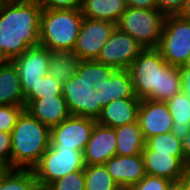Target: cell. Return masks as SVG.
<instances>
[{
	"label": "cell",
	"mask_w": 190,
	"mask_h": 190,
	"mask_svg": "<svg viewBox=\"0 0 190 190\" xmlns=\"http://www.w3.org/2000/svg\"><path fill=\"white\" fill-rule=\"evenodd\" d=\"M42 7L38 0H0V58L11 61L39 45Z\"/></svg>",
	"instance_id": "cell-1"
},
{
	"label": "cell",
	"mask_w": 190,
	"mask_h": 190,
	"mask_svg": "<svg viewBox=\"0 0 190 190\" xmlns=\"http://www.w3.org/2000/svg\"><path fill=\"white\" fill-rule=\"evenodd\" d=\"M128 70L139 99L166 102L182 91L179 67L168 65L157 48L143 49Z\"/></svg>",
	"instance_id": "cell-2"
},
{
	"label": "cell",
	"mask_w": 190,
	"mask_h": 190,
	"mask_svg": "<svg viewBox=\"0 0 190 190\" xmlns=\"http://www.w3.org/2000/svg\"><path fill=\"white\" fill-rule=\"evenodd\" d=\"M51 145V128L26 109L11 131V169H32Z\"/></svg>",
	"instance_id": "cell-3"
},
{
	"label": "cell",
	"mask_w": 190,
	"mask_h": 190,
	"mask_svg": "<svg viewBox=\"0 0 190 190\" xmlns=\"http://www.w3.org/2000/svg\"><path fill=\"white\" fill-rule=\"evenodd\" d=\"M83 18L81 9H42L39 45L73 51Z\"/></svg>",
	"instance_id": "cell-4"
},
{
	"label": "cell",
	"mask_w": 190,
	"mask_h": 190,
	"mask_svg": "<svg viewBox=\"0 0 190 190\" xmlns=\"http://www.w3.org/2000/svg\"><path fill=\"white\" fill-rule=\"evenodd\" d=\"M165 17L158 9L126 6L116 26L132 36L144 49L157 48L161 39Z\"/></svg>",
	"instance_id": "cell-5"
},
{
	"label": "cell",
	"mask_w": 190,
	"mask_h": 190,
	"mask_svg": "<svg viewBox=\"0 0 190 190\" xmlns=\"http://www.w3.org/2000/svg\"><path fill=\"white\" fill-rule=\"evenodd\" d=\"M157 49L168 65L184 66L190 55V20L180 15L166 16Z\"/></svg>",
	"instance_id": "cell-6"
},
{
	"label": "cell",
	"mask_w": 190,
	"mask_h": 190,
	"mask_svg": "<svg viewBox=\"0 0 190 190\" xmlns=\"http://www.w3.org/2000/svg\"><path fill=\"white\" fill-rule=\"evenodd\" d=\"M84 167L83 152L75 149L53 148L50 145L32 170L38 185L48 186L59 178L83 170Z\"/></svg>",
	"instance_id": "cell-7"
},
{
	"label": "cell",
	"mask_w": 190,
	"mask_h": 190,
	"mask_svg": "<svg viewBox=\"0 0 190 190\" xmlns=\"http://www.w3.org/2000/svg\"><path fill=\"white\" fill-rule=\"evenodd\" d=\"M62 95L71 116L88 117L97 120L101 114L100 91L87 77L74 75L62 84Z\"/></svg>",
	"instance_id": "cell-8"
},
{
	"label": "cell",
	"mask_w": 190,
	"mask_h": 190,
	"mask_svg": "<svg viewBox=\"0 0 190 190\" xmlns=\"http://www.w3.org/2000/svg\"><path fill=\"white\" fill-rule=\"evenodd\" d=\"M143 49L132 36L116 26L103 45L97 61L116 70H128Z\"/></svg>",
	"instance_id": "cell-9"
},
{
	"label": "cell",
	"mask_w": 190,
	"mask_h": 190,
	"mask_svg": "<svg viewBox=\"0 0 190 190\" xmlns=\"http://www.w3.org/2000/svg\"><path fill=\"white\" fill-rule=\"evenodd\" d=\"M115 27L111 21L83 18L73 52L81 60H97Z\"/></svg>",
	"instance_id": "cell-10"
},
{
	"label": "cell",
	"mask_w": 190,
	"mask_h": 190,
	"mask_svg": "<svg viewBox=\"0 0 190 190\" xmlns=\"http://www.w3.org/2000/svg\"><path fill=\"white\" fill-rule=\"evenodd\" d=\"M95 124V119L70 115L51 128V146L83 152Z\"/></svg>",
	"instance_id": "cell-11"
},
{
	"label": "cell",
	"mask_w": 190,
	"mask_h": 190,
	"mask_svg": "<svg viewBox=\"0 0 190 190\" xmlns=\"http://www.w3.org/2000/svg\"><path fill=\"white\" fill-rule=\"evenodd\" d=\"M11 62L18 70L25 99L35 88L36 83L48 73L49 49L41 45L30 47Z\"/></svg>",
	"instance_id": "cell-12"
},
{
	"label": "cell",
	"mask_w": 190,
	"mask_h": 190,
	"mask_svg": "<svg viewBox=\"0 0 190 190\" xmlns=\"http://www.w3.org/2000/svg\"><path fill=\"white\" fill-rule=\"evenodd\" d=\"M137 121L144 139L171 132L173 119L166 102L141 99Z\"/></svg>",
	"instance_id": "cell-13"
},
{
	"label": "cell",
	"mask_w": 190,
	"mask_h": 190,
	"mask_svg": "<svg viewBox=\"0 0 190 190\" xmlns=\"http://www.w3.org/2000/svg\"><path fill=\"white\" fill-rule=\"evenodd\" d=\"M116 155L115 129L96 122L83 151L85 165L104 164Z\"/></svg>",
	"instance_id": "cell-14"
},
{
	"label": "cell",
	"mask_w": 190,
	"mask_h": 190,
	"mask_svg": "<svg viewBox=\"0 0 190 190\" xmlns=\"http://www.w3.org/2000/svg\"><path fill=\"white\" fill-rule=\"evenodd\" d=\"M104 165L122 190L130 189L146 175L142 154L132 156L115 155Z\"/></svg>",
	"instance_id": "cell-15"
},
{
	"label": "cell",
	"mask_w": 190,
	"mask_h": 190,
	"mask_svg": "<svg viewBox=\"0 0 190 190\" xmlns=\"http://www.w3.org/2000/svg\"><path fill=\"white\" fill-rule=\"evenodd\" d=\"M142 155L144 158L145 173L147 175L177 181L180 180L187 167L184 157H175L152 150H143Z\"/></svg>",
	"instance_id": "cell-16"
},
{
	"label": "cell",
	"mask_w": 190,
	"mask_h": 190,
	"mask_svg": "<svg viewBox=\"0 0 190 190\" xmlns=\"http://www.w3.org/2000/svg\"><path fill=\"white\" fill-rule=\"evenodd\" d=\"M141 99L123 98L111 101L102 108L96 122L111 128L137 122Z\"/></svg>",
	"instance_id": "cell-17"
},
{
	"label": "cell",
	"mask_w": 190,
	"mask_h": 190,
	"mask_svg": "<svg viewBox=\"0 0 190 190\" xmlns=\"http://www.w3.org/2000/svg\"><path fill=\"white\" fill-rule=\"evenodd\" d=\"M25 109L49 128L59 125L70 116L63 96L35 99Z\"/></svg>",
	"instance_id": "cell-18"
},
{
	"label": "cell",
	"mask_w": 190,
	"mask_h": 190,
	"mask_svg": "<svg viewBox=\"0 0 190 190\" xmlns=\"http://www.w3.org/2000/svg\"><path fill=\"white\" fill-rule=\"evenodd\" d=\"M95 89L100 91L102 108L116 99L137 98L129 70H116L109 79L96 84Z\"/></svg>",
	"instance_id": "cell-19"
},
{
	"label": "cell",
	"mask_w": 190,
	"mask_h": 190,
	"mask_svg": "<svg viewBox=\"0 0 190 190\" xmlns=\"http://www.w3.org/2000/svg\"><path fill=\"white\" fill-rule=\"evenodd\" d=\"M0 105H25L18 70L11 61L0 67Z\"/></svg>",
	"instance_id": "cell-20"
},
{
	"label": "cell",
	"mask_w": 190,
	"mask_h": 190,
	"mask_svg": "<svg viewBox=\"0 0 190 190\" xmlns=\"http://www.w3.org/2000/svg\"><path fill=\"white\" fill-rule=\"evenodd\" d=\"M116 155L132 156L142 154L145 139L138 121L116 127Z\"/></svg>",
	"instance_id": "cell-21"
},
{
	"label": "cell",
	"mask_w": 190,
	"mask_h": 190,
	"mask_svg": "<svg viewBox=\"0 0 190 190\" xmlns=\"http://www.w3.org/2000/svg\"><path fill=\"white\" fill-rule=\"evenodd\" d=\"M81 59L73 51L49 50L48 74L63 84L74 77Z\"/></svg>",
	"instance_id": "cell-22"
},
{
	"label": "cell",
	"mask_w": 190,
	"mask_h": 190,
	"mask_svg": "<svg viewBox=\"0 0 190 190\" xmlns=\"http://www.w3.org/2000/svg\"><path fill=\"white\" fill-rule=\"evenodd\" d=\"M126 4L118 0H82L81 12L84 18L107 20L117 24Z\"/></svg>",
	"instance_id": "cell-23"
},
{
	"label": "cell",
	"mask_w": 190,
	"mask_h": 190,
	"mask_svg": "<svg viewBox=\"0 0 190 190\" xmlns=\"http://www.w3.org/2000/svg\"><path fill=\"white\" fill-rule=\"evenodd\" d=\"M166 104L173 119L171 132L182 141L190 132V100L181 91L167 100Z\"/></svg>",
	"instance_id": "cell-24"
},
{
	"label": "cell",
	"mask_w": 190,
	"mask_h": 190,
	"mask_svg": "<svg viewBox=\"0 0 190 190\" xmlns=\"http://www.w3.org/2000/svg\"><path fill=\"white\" fill-rule=\"evenodd\" d=\"M85 190H122L104 164L85 165Z\"/></svg>",
	"instance_id": "cell-25"
},
{
	"label": "cell",
	"mask_w": 190,
	"mask_h": 190,
	"mask_svg": "<svg viewBox=\"0 0 190 190\" xmlns=\"http://www.w3.org/2000/svg\"><path fill=\"white\" fill-rule=\"evenodd\" d=\"M38 185L32 169L12 168L0 183V190H33Z\"/></svg>",
	"instance_id": "cell-26"
},
{
	"label": "cell",
	"mask_w": 190,
	"mask_h": 190,
	"mask_svg": "<svg viewBox=\"0 0 190 190\" xmlns=\"http://www.w3.org/2000/svg\"><path fill=\"white\" fill-rule=\"evenodd\" d=\"M144 150L170 154L175 157H184L182 141L172 132L162 133L145 140Z\"/></svg>",
	"instance_id": "cell-27"
},
{
	"label": "cell",
	"mask_w": 190,
	"mask_h": 190,
	"mask_svg": "<svg viewBox=\"0 0 190 190\" xmlns=\"http://www.w3.org/2000/svg\"><path fill=\"white\" fill-rule=\"evenodd\" d=\"M115 71V68L99 63L97 60H81L76 74L87 77L96 85L109 79Z\"/></svg>",
	"instance_id": "cell-28"
},
{
	"label": "cell",
	"mask_w": 190,
	"mask_h": 190,
	"mask_svg": "<svg viewBox=\"0 0 190 190\" xmlns=\"http://www.w3.org/2000/svg\"><path fill=\"white\" fill-rule=\"evenodd\" d=\"M49 96H63L62 84L51 77L48 73L39 80L35 88L25 98V108L35 99Z\"/></svg>",
	"instance_id": "cell-29"
},
{
	"label": "cell",
	"mask_w": 190,
	"mask_h": 190,
	"mask_svg": "<svg viewBox=\"0 0 190 190\" xmlns=\"http://www.w3.org/2000/svg\"><path fill=\"white\" fill-rule=\"evenodd\" d=\"M49 190H85L84 169L59 178L48 186Z\"/></svg>",
	"instance_id": "cell-30"
},
{
	"label": "cell",
	"mask_w": 190,
	"mask_h": 190,
	"mask_svg": "<svg viewBox=\"0 0 190 190\" xmlns=\"http://www.w3.org/2000/svg\"><path fill=\"white\" fill-rule=\"evenodd\" d=\"M25 105H0V131L11 133Z\"/></svg>",
	"instance_id": "cell-31"
},
{
	"label": "cell",
	"mask_w": 190,
	"mask_h": 190,
	"mask_svg": "<svg viewBox=\"0 0 190 190\" xmlns=\"http://www.w3.org/2000/svg\"><path fill=\"white\" fill-rule=\"evenodd\" d=\"M171 180L145 175L137 184L132 186L129 190H168Z\"/></svg>",
	"instance_id": "cell-32"
},
{
	"label": "cell",
	"mask_w": 190,
	"mask_h": 190,
	"mask_svg": "<svg viewBox=\"0 0 190 190\" xmlns=\"http://www.w3.org/2000/svg\"><path fill=\"white\" fill-rule=\"evenodd\" d=\"M157 9L165 16L179 15L183 10L186 0H155Z\"/></svg>",
	"instance_id": "cell-33"
},
{
	"label": "cell",
	"mask_w": 190,
	"mask_h": 190,
	"mask_svg": "<svg viewBox=\"0 0 190 190\" xmlns=\"http://www.w3.org/2000/svg\"><path fill=\"white\" fill-rule=\"evenodd\" d=\"M42 9H81L82 0H38Z\"/></svg>",
	"instance_id": "cell-34"
},
{
	"label": "cell",
	"mask_w": 190,
	"mask_h": 190,
	"mask_svg": "<svg viewBox=\"0 0 190 190\" xmlns=\"http://www.w3.org/2000/svg\"><path fill=\"white\" fill-rule=\"evenodd\" d=\"M0 163L11 168V133L0 131Z\"/></svg>",
	"instance_id": "cell-35"
},
{
	"label": "cell",
	"mask_w": 190,
	"mask_h": 190,
	"mask_svg": "<svg viewBox=\"0 0 190 190\" xmlns=\"http://www.w3.org/2000/svg\"><path fill=\"white\" fill-rule=\"evenodd\" d=\"M126 6L141 9H157L155 0H127Z\"/></svg>",
	"instance_id": "cell-36"
},
{
	"label": "cell",
	"mask_w": 190,
	"mask_h": 190,
	"mask_svg": "<svg viewBox=\"0 0 190 190\" xmlns=\"http://www.w3.org/2000/svg\"><path fill=\"white\" fill-rule=\"evenodd\" d=\"M182 76V91L186 94L190 100V68L179 67Z\"/></svg>",
	"instance_id": "cell-37"
},
{
	"label": "cell",
	"mask_w": 190,
	"mask_h": 190,
	"mask_svg": "<svg viewBox=\"0 0 190 190\" xmlns=\"http://www.w3.org/2000/svg\"><path fill=\"white\" fill-rule=\"evenodd\" d=\"M182 149H183L185 164L188 166L190 164V132L182 140Z\"/></svg>",
	"instance_id": "cell-38"
},
{
	"label": "cell",
	"mask_w": 190,
	"mask_h": 190,
	"mask_svg": "<svg viewBox=\"0 0 190 190\" xmlns=\"http://www.w3.org/2000/svg\"><path fill=\"white\" fill-rule=\"evenodd\" d=\"M180 180L184 183L186 189L190 190V168L187 166Z\"/></svg>",
	"instance_id": "cell-39"
},
{
	"label": "cell",
	"mask_w": 190,
	"mask_h": 190,
	"mask_svg": "<svg viewBox=\"0 0 190 190\" xmlns=\"http://www.w3.org/2000/svg\"><path fill=\"white\" fill-rule=\"evenodd\" d=\"M168 190H188L181 180L171 181Z\"/></svg>",
	"instance_id": "cell-40"
},
{
	"label": "cell",
	"mask_w": 190,
	"mask_h": 190,
	"mask_svg": "<svg viewBox=\"0 0 190 190\" xmlns=\"http://www.w3.org/2000/svg\"><path fill=\"white\" fill-rule=\"evenodd\" d=\"M179 15L185 19L190 20V0H186L185 6Z\"/></svg>",
	"instance_id": "cell-41"
},
{
	"label": "cell",
	"mask_w": 190,
	"mask_h": 190,
	"mask_svg": "<svg viewBox=\"0 0 190 190\" xmlns=\"http://www.w3.org/2000/svg\"><path fill=\"white\" fill-rule=\"evenodd\" d=\"M10 169L8 165L0 163V183Z\"/></svg>",
	"instance_id": "cell-42"
},
{
	"label": "cell",
	"mask_w": 190,
	"mask_h": 190,
	"mask_svg": "<svg viewBox=\"0 0 190 190\" xmlns=\"http://www.w3.org/2000/svg\"><path fill=\"white\" fill-rule=\"evenodd\" d=\"M33 190H49L47 186L37 185Z\"/></svg>",
	"instance_id": "cell-43"
},
{
	"label": "cell",
	"mask_w": 190,
	"mask_h": 190,
	"mask_svg": "<svg viewBox=\"0 0 190 190\" xmlns=\"http://www.w3.org/2000/svg\"><path fill=\"white\" fill-rule=\"evenodd\" d=\"M181 67H188V68H190V55H189L186 63L184 64V66H181Z\"/></svg>",
	"instance_id": "cell-44"
},
{
	"label": "cell",
	"mask_w": 190,
	"mask_h": 190,
	"mask_svg": "<svg viewBox=\"0 0 190 190\" xmlns=\"http://www.w3.org/2000/svg\"><path fill=\"white\" fill-rule=\"evenodd\" d=\"M6 62V60L0 58V67Z\"/></svg>",
	"instance_id": "cell-45"
},
{
	"label": "cell",
	"mask_w": 190,
	"mask_h": 190,
	"mask_svg": "<svg viewBox=\"0 0 190 190\" xmlns=\"http://www.w3.org/2000/svg\"><path fill=\"white\" fill-rule=\"evenodd\" d=\"M118 1L124 2V3L126 4V1H127V0H118Z\"/></svg>",
	"instance_id": "cell-46"
}]
</instances>
